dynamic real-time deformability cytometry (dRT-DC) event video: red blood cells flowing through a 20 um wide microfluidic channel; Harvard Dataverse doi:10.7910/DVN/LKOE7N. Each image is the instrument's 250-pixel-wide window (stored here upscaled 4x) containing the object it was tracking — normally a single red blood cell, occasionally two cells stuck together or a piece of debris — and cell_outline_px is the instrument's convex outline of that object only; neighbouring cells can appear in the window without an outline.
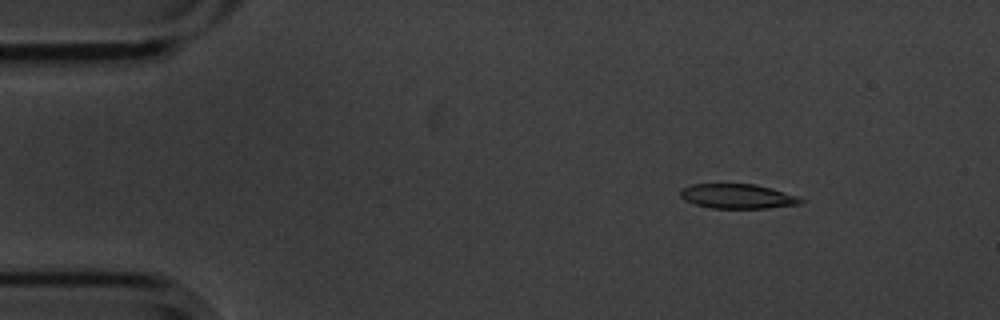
{"species": "common noctule bat (a hibernating species)", "species_latin": "Nyctalus noctula", "temperature_condition": "cold", "stored_images_in_passage": 10, "camera_frame_rate_fps": 3000, "um_per_image_px": 0.085, "animal": {"sex": "male", "body_mass_g": 20.1, "forearm_length_mm": 53.5}, "frame": {"image": 1, "passage_image": 3, "time_ms": 0.667, "image_size_px": [1000, 320], "cell_outline_px": [[808, 200], [804, 204], [768, 208], [712, 208], [696, 204], [684, 200], [680, 196], [680, 188], [692, 184], [756, 184], [772, 188]], "centroid_in_image_um": [62.74, 16.68], "position_along_channel_um": 22.3, "area_um2": 17.46}}
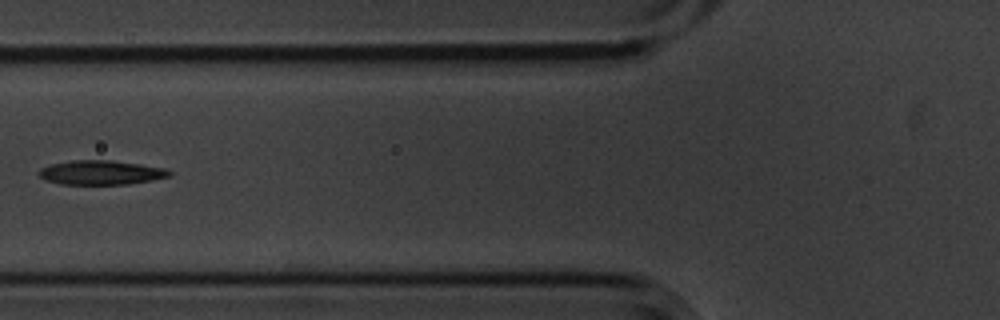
{"frame": {"image": 2, "passage_image": 7, "time_ms": 2.0, "image_size_px": [1000, 320], "cell_outline_px": [[172, 176], [152, 180], [128, 184], [60, 184], [48, 180], [40, 176], [36, 172], [40, 168], [52, 164], [72, 160], [112, 160], [140, 164], [164, 168], [172, 172]], "centroid_in_image_um": [8.6, 14.66], "position_along_channel_um": 117.2, "area_um2": 18.44}}
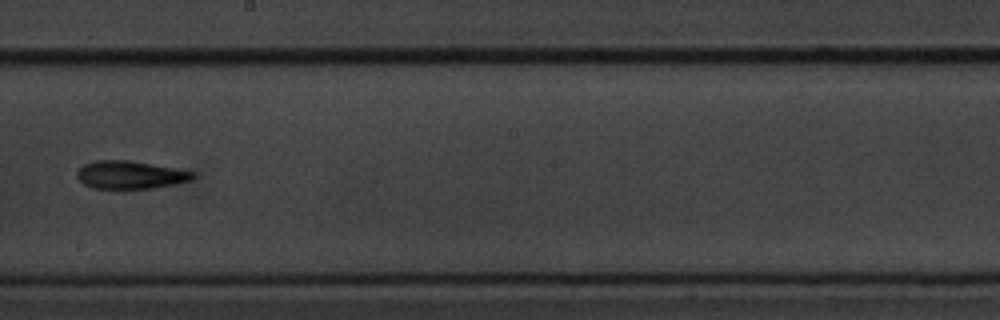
{"frame": {"image": 3, "passage_image": 10, "time_ms": 3.0, "image_size_px": [1000, 320], "cell_outline_px": [[196, 176], [192, 180], [176, 184], [152, 188], [92, 188], [84, 184], [76, 176], [76, 172], [84, 164], [96, 160], [128, 160], [172, 168], [192, 172]], "centroid_in_image_um": [11.04, 14.86], "position_along_channel_um": 237.2, "area_um2": 18.61}}